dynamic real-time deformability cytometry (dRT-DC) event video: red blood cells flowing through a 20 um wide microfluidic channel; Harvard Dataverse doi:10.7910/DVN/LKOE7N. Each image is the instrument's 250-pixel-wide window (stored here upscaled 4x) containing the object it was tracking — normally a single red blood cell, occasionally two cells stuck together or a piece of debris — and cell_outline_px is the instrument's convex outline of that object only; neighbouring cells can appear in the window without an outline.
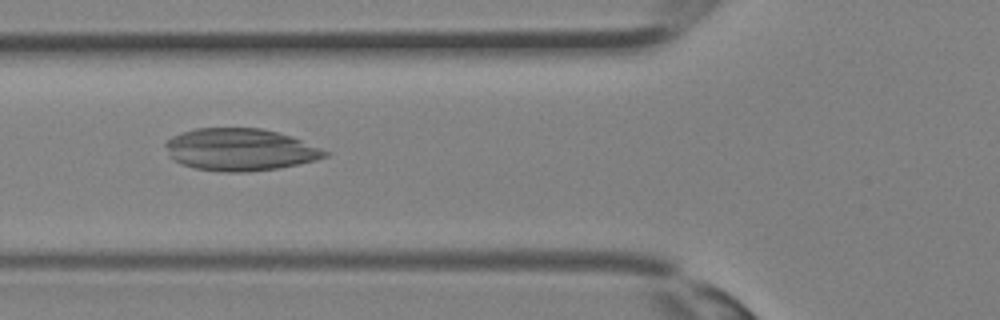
{"species": "Egyptian fruit bat (a non-hibernating species)", "species_latin": "Rousettus aegyptiacus", "temperature_condition": "room temperature", "stored_images_in_passage": 11, "camera_frame_rate_fps": 3000, "um_per_image_px": 0.085, "animal": {"sex": "female"}, "frame": {"image": 1, "passage_image": 5, "time_ms": 1.333, "image_size_px": [1000, 320], "cell_outline_px": [[332, 152], [328, 156], [316, 160], [280, 168], [248, 172], [224, 172], [196, 168], [180, 164], [172, 160], [168, 156], [164, 144], [172, 136], [196, 128], [260, 128], [292, 136]], "centroid_in_image_um": [20.42, 12.73], "position_along_channel_um": 105.4, "area_um2": 39.48}}
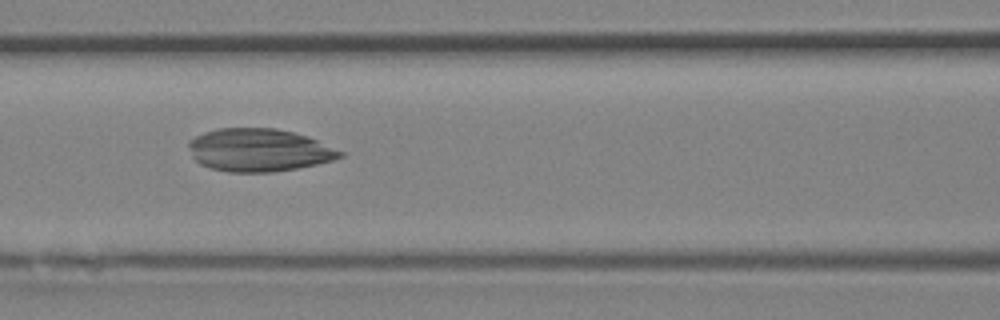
{"frame": {"image": 2, "passage_image": 7, "time_ms": 2.0, "image_size_px": [1000, 320], "cell_outline_px": [[344, 156], [332, 160], [316, 164], [296, 168], [272, 172], [228, 172], [212, 168], [200, 164], [192, 156], [188, 148], [188, 140], [204, 132], [216, 128], [276, 128], [308, 136], [344, 152]], "centroid_in_image_um": [21.98, 12.75], "position_along_channel_um": 144.6, "area_um2": 37.8}}
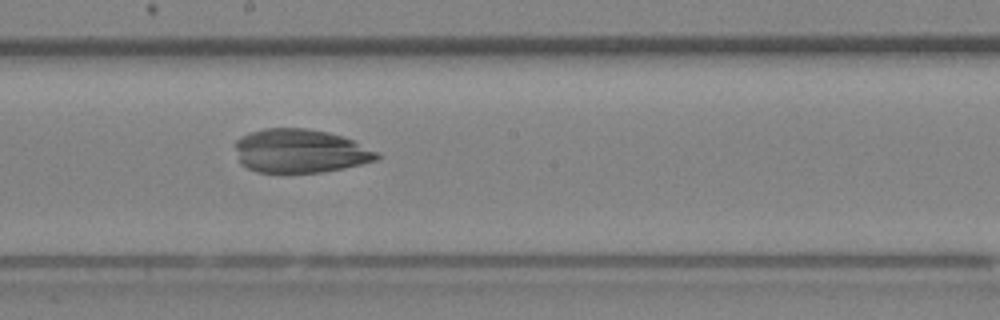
{"frame": {"image": 3, "passage_image": 11, "time_ms": 3.333, "image_size_px": [1000, 320], "cell_outline_px": [[380, 156], [376, 160], [344, 168], [320, 172], [256, 172], [240, 164], [236, 148], [236, 140], [240, 136], [264, 128], [304, 128], [328, 132], [344, 136], [380, 152]], "centroid_in_image_um": [25.53, 12.83], "position_along_channel_um": 222.7, "area_um2": 36.07}}